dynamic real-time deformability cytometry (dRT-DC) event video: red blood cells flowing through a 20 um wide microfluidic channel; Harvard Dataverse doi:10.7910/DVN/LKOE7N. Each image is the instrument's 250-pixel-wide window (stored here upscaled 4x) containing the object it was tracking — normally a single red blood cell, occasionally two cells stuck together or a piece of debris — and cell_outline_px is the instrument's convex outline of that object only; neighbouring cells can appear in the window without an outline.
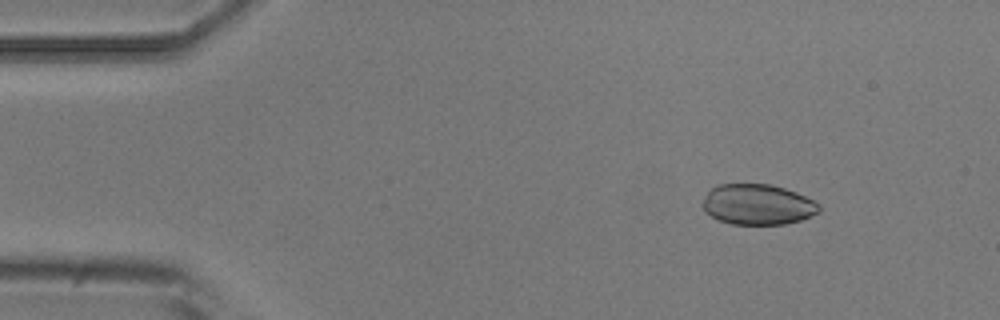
{"species": "common noctule bat (a hibernating species)", "species_latin": "Nyctalus noctula", "temperature_condition": "room temperature", "stored_images_in_passage": 6, "camera_frame_rate_fps": 3000, "um_per_image_px": 0.085, "animal": {"sex": "male", "body_mass_g": 20.5, "forearm_length_mm": 52.5}, "frame": {"image": 1, "passage_image": 2, "time_ms": 1.333, "image_size_px": [1000, 320], "cell_outline_px": [[820, 212], [800, 220], [784, 224], [732, 224], [720, 220], [712, 216], [700, 204], [708, 192], [716, 184], [772, 184], [796, 192], [820, 204]], "centroid_in_image_um": [64.41, 17.37], "position_along_channel_um": 20.6, "area_um2": 27.4}}
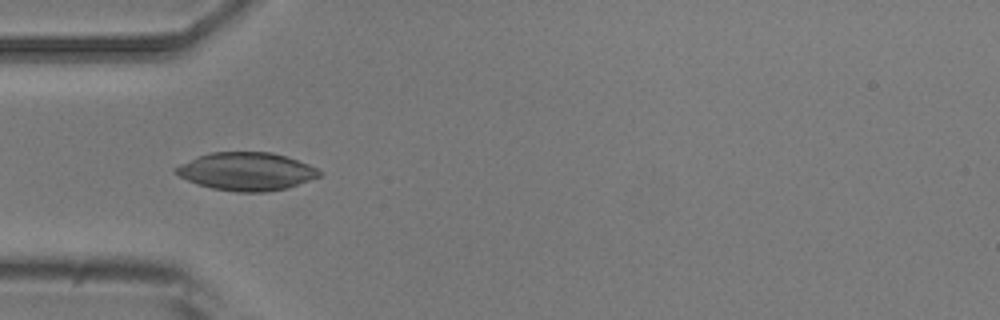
{"frame": {"image": 2, "passage_image": 5, "time_ms": 4.667, "image_size_px": [1000, 320], "cell_outline_px": [[324, 172], [320, 176], [288, 188], [264, 192], [236, 192], [212, 188], [196, 184], [180, 176], [172, 168], [180, 164], [200, 156], [212, 152], [272, 152], [308, 164]], "centroid_in_image_um": [20.96, 14.58], "position_along_channel_um": 64.0, "area_um2": 31.62}}
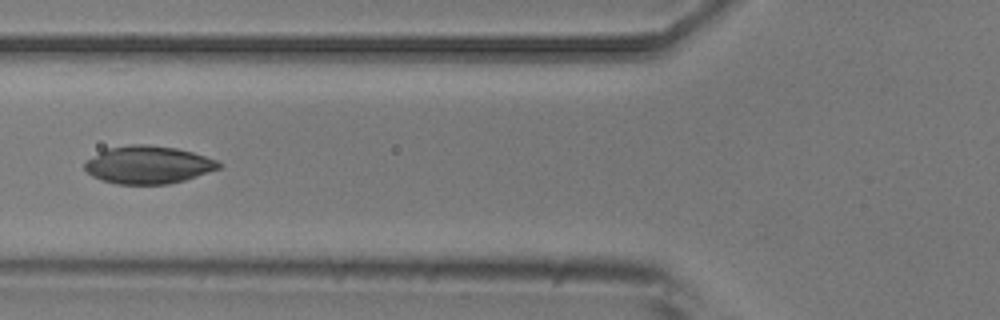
{"frame": {"image": 3, "passage_image": 6, "time_ms": 6.0, "image_size_px": [1000, 320], "cell_outline_px": [[220, 168], [184, 180], [168, 184], [116, 184], [100, 180], [92, 176], [84, 168], [84, 164], [88, 160], [100, 152], [108, 148], [132, 144], [148, 144], [176, 148], [192, 152], [216, 160], [220, 164]], "centroid_in_image_um": [12.57, 14.01], "position_along_channel_um": 113.2, "area_um2": 29.25}}